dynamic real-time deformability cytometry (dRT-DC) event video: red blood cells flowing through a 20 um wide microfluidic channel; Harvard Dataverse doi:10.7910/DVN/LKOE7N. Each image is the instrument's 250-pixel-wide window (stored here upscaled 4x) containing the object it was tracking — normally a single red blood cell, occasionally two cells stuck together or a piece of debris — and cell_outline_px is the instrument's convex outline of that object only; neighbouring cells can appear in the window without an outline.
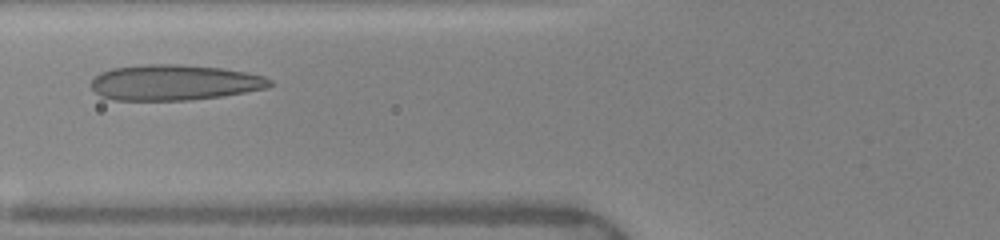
{"species": "human", "species_latin": "Homo sapiens", "temperature_condition": "warm", "stored_images_in_passage": 32, "camera_frame_rate_fps": 3000, "um_per_image_px": 0.085, "donor": {"sex": "female"}, "frame": {"image": 1, "passage_image": 9, "time_ms": 2.667, "image_size_px": [1000, 240], "cell_outline_px": [[272, 84], [268, 88], [220, 96], [188, 100], [112, 100], [100, 96], [92, 88], [92, 80], [100, 72], [112, 68], [140, 64], [180, 64], [224, 68], [248, 72], [264, 76], [272, 80]], "centroid_in_image_um": [14.82, 7.0], "position_along_channel_um": 111.0, "area_um2": 37.28}}
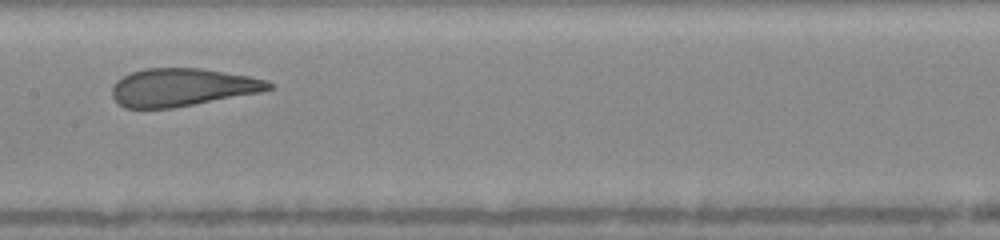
{"frame": {"image": 2, "passage_image": 15, "time_ms": 4.667, "image_size_px": [1000, 240], "cell_outline_px": [[276, 88], [260, 92], [172, 108], [124, 108], [112, 96], [112, 84], [116, 80], [132, 72], [144, 68], [200, 68], [248, 76], [268, 80], [276, 84]], "centroid_in_image_um": [15.5, 7.41], "position_along_channel_um": 191.9, "area_um2": 34.56}}
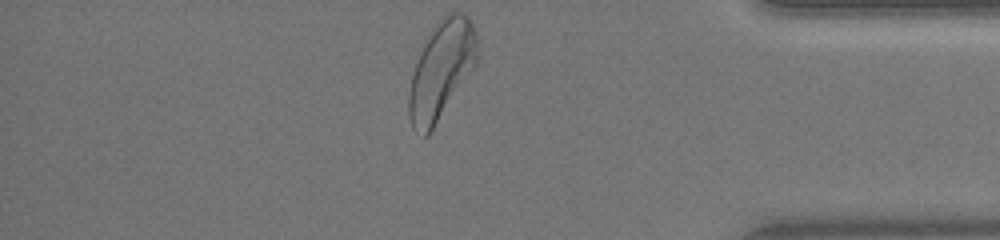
{"frame": {"image": 3, "passage_image": 32, "time_ms": 10.333, "image_size_px": [1000, 240], "cell_outline_px": [[476, 64], [428, 136], [424, 136], [412, 128], [408, 116], [408, 96], [412, 76], [420, 52], [432, 28], [448, 12], [460, 12], [468, 16], [472, 20], [476, 28]], "centroid_in_image_um": [37.51, 5.95], "position_along_channel_um": 397.7, "area_um2": 38.55}, "authors_computed_cell_mechanics": {"area_um2": 36.0961, "velocity_mm_per_s": 4.0312, "shape_relaxation_time_tau1_ms": 6.9235, "shape_relaxation_time_tau2_ms": 0.7872, "deformation_change_tau1": 0.2393, "deformation_change_tau2": 0.0866}}